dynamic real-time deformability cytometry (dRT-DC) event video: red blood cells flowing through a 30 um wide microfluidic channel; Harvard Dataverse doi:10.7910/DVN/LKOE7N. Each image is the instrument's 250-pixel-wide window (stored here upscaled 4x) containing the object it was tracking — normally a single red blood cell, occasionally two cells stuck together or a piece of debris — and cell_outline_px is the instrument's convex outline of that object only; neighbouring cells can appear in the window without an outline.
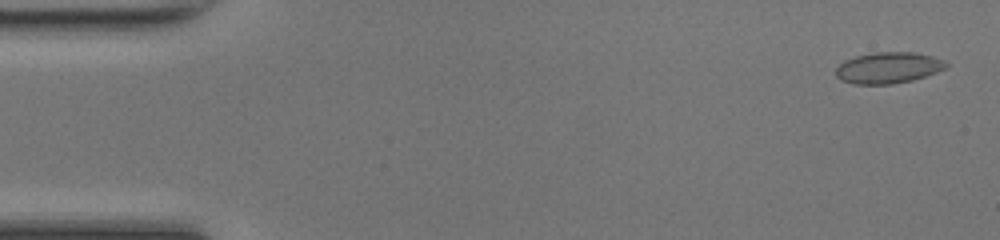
{"species": "common noctule bat (a hibernating species)", "species_latin": "Nyctalus noctula", "temperature_condition": "room temperature", "stored_images_in_passage": 26, "camera_frame_rate_fps": 3000, "um_per_image_px": 0.085, "animal": {"sex": "female", "body_mass_g": 17.0, "forearm_length_mm": 48.0}, "frame": {"image": 1, "passage_image": 2, "time_ms": 0.333, "image_size_px": [1000, 240], "cell_outline_px": [[948, 68], [912, 80], [892, 84], [852, 84], [840, 80], [836, 76], [836, 68], [844, 60], [856, 56], [876, 52], [912, 52], [932, 56], [948, 64]], "centroid_in_image_um": [75.47, 5.77], "position_along_channel_um": 9.5, "area_um2": 19.94}}
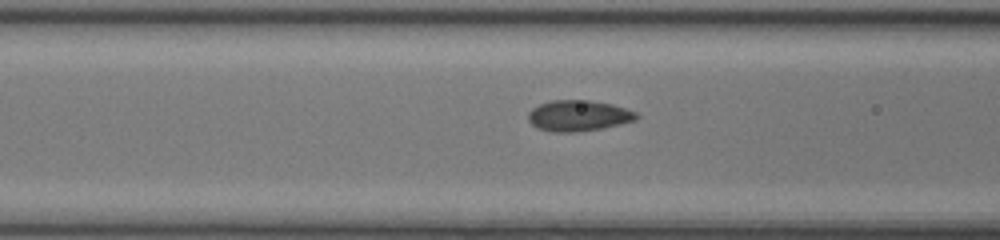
{"frame": {"image": 2, "passage_image": 19, "time_ms": 6.0, "image_size_px": [1000, 240], "cell_outline_px": [[640, 116], [636, 120], [604, 128], [576, 132], [552, 132], [536, 128], [528, 120], [528, 112], [532, 108], [540, 104], [552, 100], [588, 100], [612, 104], [636, 112]], "centroid_in_image_um": [49.16, 9.84], "position_along_channel_um": 117.4, "area_um2": 19.59}}
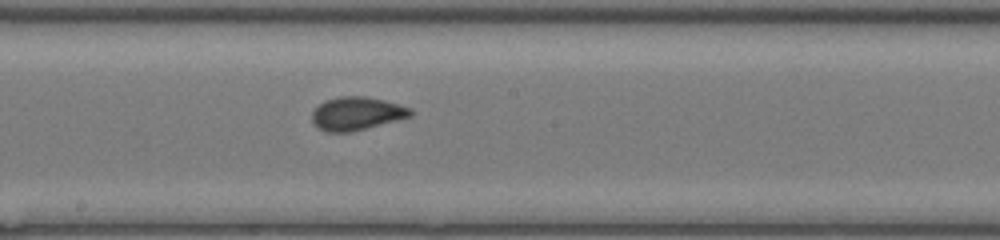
{"frame": {"image": 3, "passage_image": 26, "time_ms": 8.333, "image_size_px": [1000, 240], "cell_outline_px": [[412, 116], [352, 132], [328, 132], [320, 128], [312, 120], [312, 112], [324, 100], [340, 96], [364, 96], [384, 100], [412, 108]], "centroid_in_image_um": [30.33, 9.64], "position_along_channel_um": 217.9, "area_um2": 18.96}}